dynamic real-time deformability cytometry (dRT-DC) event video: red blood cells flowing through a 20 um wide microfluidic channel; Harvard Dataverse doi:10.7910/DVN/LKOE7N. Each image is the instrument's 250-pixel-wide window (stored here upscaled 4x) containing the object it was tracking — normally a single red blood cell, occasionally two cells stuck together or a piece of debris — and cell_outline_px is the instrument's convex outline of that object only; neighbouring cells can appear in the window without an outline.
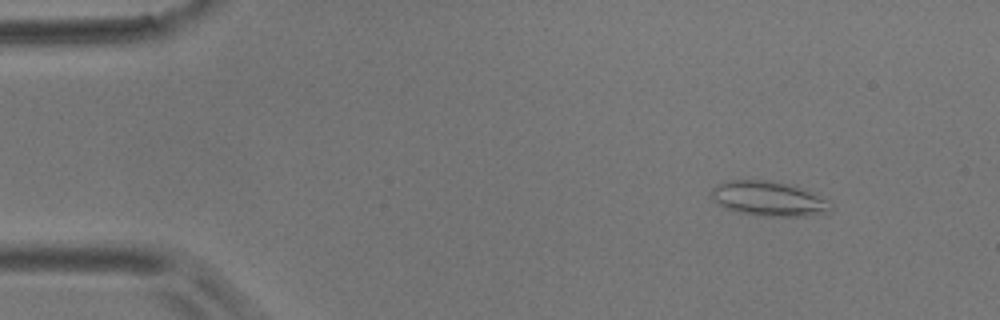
{"species": "common noctule bat (a hibernating species)", "species_latin": "Nyctalus noctula", "temperature_condition": "room temperature", "stored_images_in_passage": 49, "camera_frame_rate_fps": 3000, "um_per_image_px": 0.085, "animal": {"sex": "male", "body_mass_g": 17.9}, "frame": {"image": 1, "passage_image": 1, "time_ms": 0.0, "image_size_px": [1000, 320], "cell_outline_px": [[832, 212], [808, 216], [756, 216], [724, 208], [712, 200], [712, 188], [716, 184], [728, 180], [772, 180], [792, 184], [828, 200], [832, 204]], "centroid_in_image_um": [65.34, 16.89], "position_along_channel_um": 19.7, "area_um2": 24.51}}
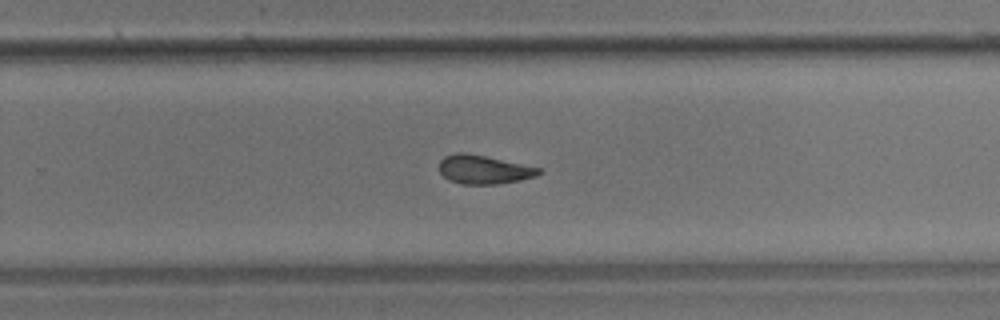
{"frame": {"image": 2, "passage_image": 30, "time_ms": 9.667, "image_size_px": [1000, 320], "cell_outline_px": [[544, 172], [536, 176], [520, 180], [496, 184], [460, 184], [448, 180], [440, 172], [440, 160], [444, 156], [456, 152], [464, 152], [484, 156], [540, 168]], "centroid_in_image_um": [41.1, 14.42], "position_along_channel_um": 288.7, "area_um2": 16.59}}
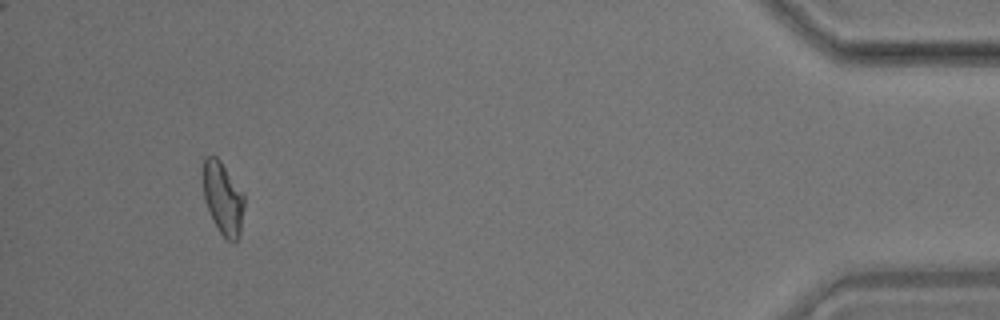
{"frame": {"image": 3, "passage_image": 46, "time_ms": 15.0, "image_size_px": [1000, 320], "cell_outline_px": [[244, 208], [240, 232], [236, 240], [232, 244], [220, 232], [204, 200], [204, 156], [216, 156], [220, 160], [244, 196]], "centroid_in_image_um": [18.96, 16.86], "position_along_channel_um": 416.2, "area_um2": 16.82}, "authors_computed_cell_mechanics": {"area_um2": 17.34, "velocity_mm_per_s": 3.661, "shape_relaxation_time_tau1_ms": 8.2708, "shape_relaxation_time_tau2_ms": 2.7122, "deformation_change_tau1": 0.1703, "deformation_change_tau2": 0.1023}}